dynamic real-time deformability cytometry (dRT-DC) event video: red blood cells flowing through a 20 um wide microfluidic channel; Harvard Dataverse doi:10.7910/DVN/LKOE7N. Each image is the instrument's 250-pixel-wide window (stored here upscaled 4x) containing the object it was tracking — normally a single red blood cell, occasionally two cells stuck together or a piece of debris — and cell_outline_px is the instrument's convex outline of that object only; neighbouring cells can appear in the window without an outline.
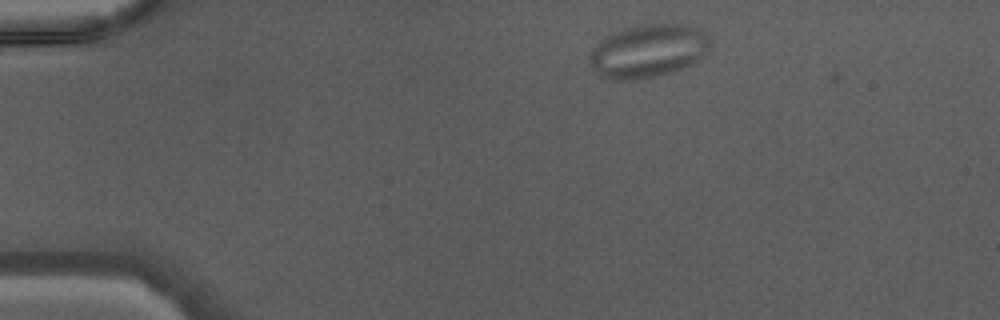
{"species": "Egyptian fruit bat (a non-hibernating species)", "species_latin": "Rousettus aegyptiacus", "temperature_condition": "warm", "stored_images_in_passage": 38, "segment_of_instrument_passage": [1, 2], "camera_frame_rate_fps": 3000, "um_per_image_px": 0.085, "animal": {"sex": "male"}, "frame": {"image": 1, "passage_image": 1, "time_ms": 0.0, "image_size_px": [1000, 320], "cell_outline_px": [[712, 44], [708, 52], [696, 60], [680, 68], [668, 72], [652, 76], [628, 80], [612, 80], [600, 76], [592, 68], [588, 56], [608, 36], [624, 28], [636, 24], [684, 24], [700, 28], [708, 36]], "centroid_in_image_um": [55.12, 4.31], "position_along_channel_um": 29.9, "area_um2": 36.82}}